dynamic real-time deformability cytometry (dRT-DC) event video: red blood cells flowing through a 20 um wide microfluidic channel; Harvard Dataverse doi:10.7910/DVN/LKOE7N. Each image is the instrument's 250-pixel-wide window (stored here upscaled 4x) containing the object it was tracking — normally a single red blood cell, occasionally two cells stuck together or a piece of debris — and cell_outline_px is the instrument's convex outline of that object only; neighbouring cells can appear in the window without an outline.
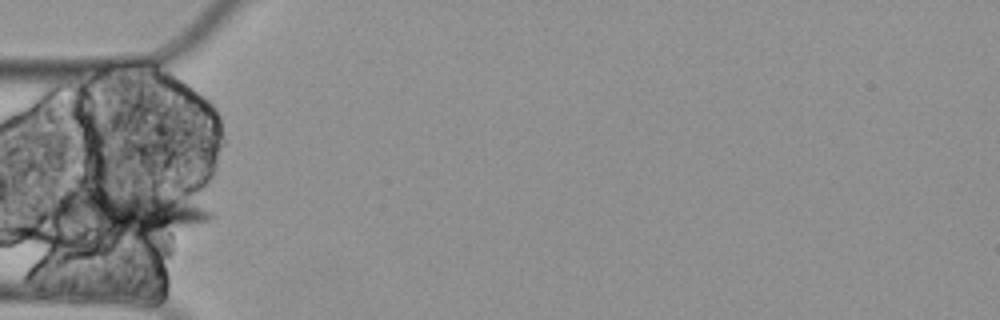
{"species": "Egyptian fruit bat (a non-hibernating species)", "species_latin": "Rousettus aegyptiacus", "temperature_condition": "cold", "stored_images_in_passage": 3, "camera_frame_rate_fps": 3000, "um_per_image_px": 0.085, "animal": {"sex": "female"}, "frame": {"image": 1, "passage_image": 3, "time_ms": 0.667, "image_size_px": [1000, 320], "cell_outline_px": [[216, 216], [208, 220], [192, 224], [140, 236], [92, 232], [48, 216], [52, 200], [68, 188], [104, 188], [136, 192], [160, 196], [176, 200], [212, 212]], "centroid_in_image_um": [10.49, 17.98], "position_along_channel_um": 74.5, "area_um2": 39.48}}